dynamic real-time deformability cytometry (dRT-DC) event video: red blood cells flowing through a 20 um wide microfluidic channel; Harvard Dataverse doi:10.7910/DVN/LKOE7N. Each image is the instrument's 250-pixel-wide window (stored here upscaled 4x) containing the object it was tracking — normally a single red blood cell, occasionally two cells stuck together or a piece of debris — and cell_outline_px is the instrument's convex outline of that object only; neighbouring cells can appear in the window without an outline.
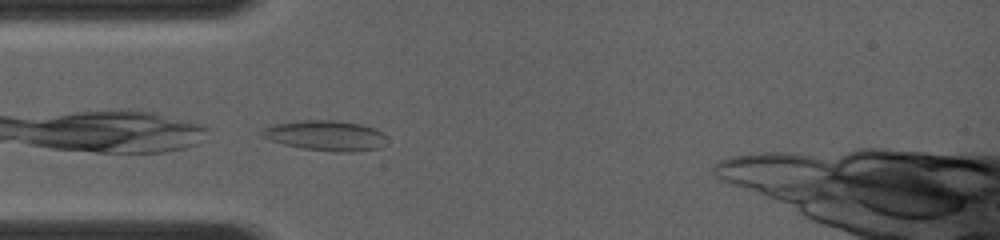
{"species": "common noctule bat (a hibernating species)", "species_latin": "Nyctalus noctula", "temperature_condition": "room temperature", "stored_images_in_passage": 1, "camera_frame_rate_fps": 4000, "um_per_image_px": 0.085, "animal": {"sex": "female", "body_mass_g": 19.0, "forearm_length_mm": 56.7}, "frame": {"image": 1, "passage_image": 1, "time_ms": 0.0, "image_size_px": [1000, 240], "cell_outline_px": [[384, 144], [380, 148], [352, 152], [348, 152], [304, 148], [284, 144], [260, 136], [260, 132], [264, 128], [272, 124], [300, 120], [336, 120], [360, 124], [376, 128], [384, 136]], "centroid_in_image_um": [27.66, 11.5], "position_along_channel_um": 57.3, "area_um2": 21.73}}